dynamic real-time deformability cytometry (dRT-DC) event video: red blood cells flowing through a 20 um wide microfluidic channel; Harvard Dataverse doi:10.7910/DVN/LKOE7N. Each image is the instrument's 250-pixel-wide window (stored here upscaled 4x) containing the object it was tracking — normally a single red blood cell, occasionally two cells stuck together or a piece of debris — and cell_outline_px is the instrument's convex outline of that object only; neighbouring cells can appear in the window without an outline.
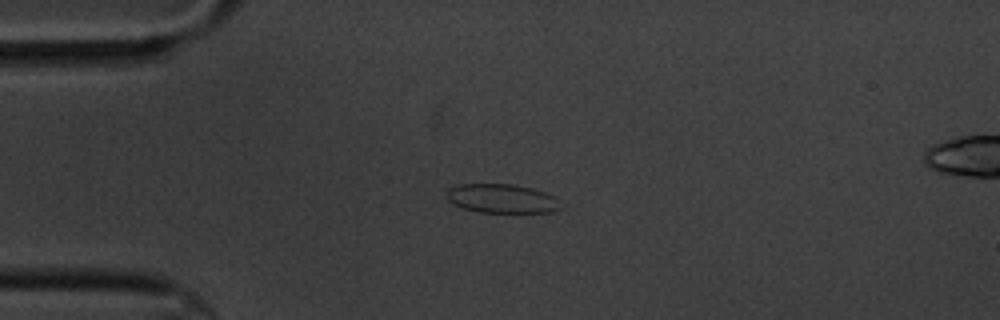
{"species": "common noctule bat (a hibernating species)", "species_latin": "Nyctalus noctula", "temperature_condition": "cold", "stored_images_in_passage": 7, "camera_frame_rate_fps": 3000, "um_per_image_px": 0.085, "animal": {"sex": "male", "body_mass_g": 20.1, "forearm_length_mm": 53.5}, "frame": {"image": 1, "passage_image": 3, "time_ms": 3.333, "image_size_px": [1000, 320], "cell_outline_px": [[560, 208], [552, 212], [480, 212], [464, 208], [448, 200], [448, 188], [460, 184], [512, 184], [532, 188], [556, 196]], "centroid_in_image_um": [42.68, 16.87], "position_along_channel_um": 42.3, "area_um2": 19.02}}
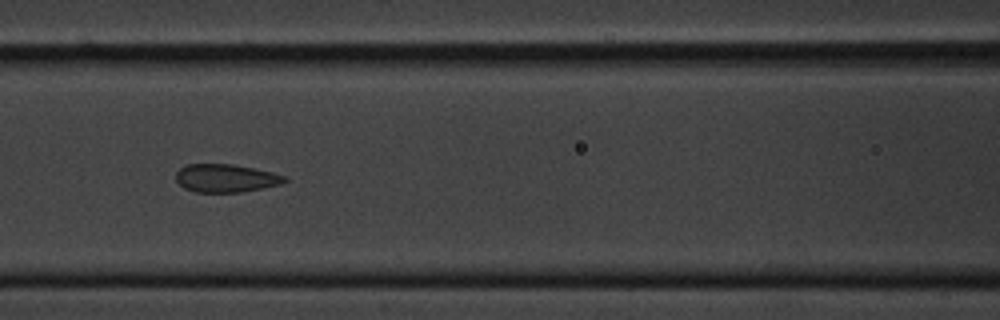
{"frame": {"image": 2, "passage_image": 6, "time_ms": 7.0, "image_size_px": [1000, 320], "cell_outline_px": [[288, 180], [280, 184], [240, 192], [196, 192], [184, 188], [176, 180], [176, 172], [180, 168], [188, 164], [232, 164], [272, 172], [284, 176]], "centroid_in_image_um": [19.16, 15.14], "position_along_channel_um": 147.4, "area_um2": 17.57}}
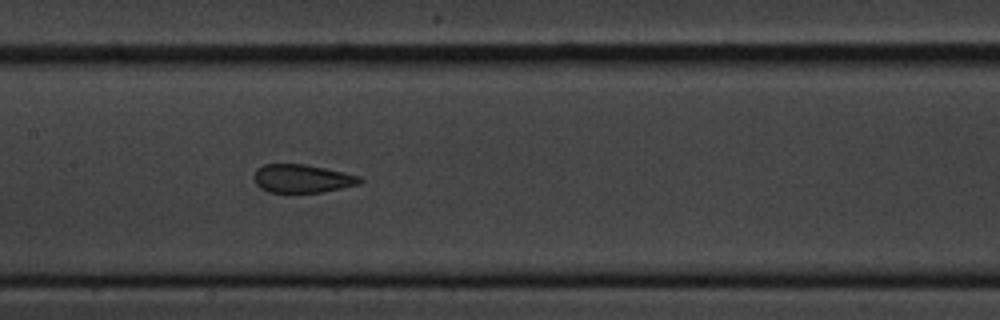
{"frame": {"image": 3, "passage_image": 7, "time_ms": 8.0, "image_size_px": [1000, 320], "cell_outline_px": [[364, 180], [360, 184], [320, 192], [268, 192], [260, 188], [256, 184], [252, 176], [256, 168], [264, 164], [304, 164], [324, 168], [360, 176]], "centroid_in_image_um": [25.64, 15.17], "position_along_channel_um": 181.8, "area_um2": 17.46}}